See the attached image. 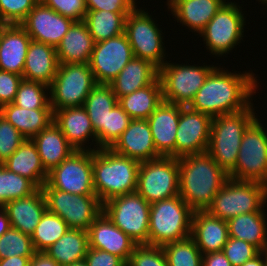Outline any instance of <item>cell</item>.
Returning a JSON list of instances; mask_svg holds the SVG:
<instances>
[{
  "instance_id": "1",
  "label": "cell",
  "mask_w": 267,
  "mask_h": 266,
  "mask_svg": "<svg viewBox=\"0 0 267 266\" xmlns=\"http://www.w3.org/2000/svg\"><path fill=\"white\" fill-rule=\"evenodd\" d=\"M216 66L188 105L211 118L247 109L253 101L259 82L253 71L229 72ZM237 72V73H236Z\"/></svg>"
},
{
  "instance_id": "2",
  "label": "cell",
  "mask_w": 267,
  "mask_h": 266,
  "mask_svg": "<svg viewBox=\"0 0 267 266\" xmlns=\"http://www.w3.org/2000/svg\"><path fill=\"white\" fill-rule=\"evenodd\" d=\"M178 163L180 197L193 211H206L228 174L207 151L181 157Z\"/></svg>"
},
{
  "instance_id": "3",
  "label": "cell",
  "mask_w": 267,
  "mask_h": 266,
  "mask_svg": "<svg viewBox=\"0 0 267 266\" xmlns=\"http://www.w3.org/2000/svg\"><path fill=\"white\" fill-rule=\"evenodd\" d=\"M140 162L110 148L92 151L93 184L103 204L109 199L136 192Z\"/></svg>"
},
{
  "instance_id": "4",
  "label": "cell",
  "mask_w": 267,
  "mask_h": 266,
  "mask_svg": "<svg viewBox=\"0 0 267 266\" xmlns=\"http://www.w3.org/2000/svg\"><path fill=\"white\" fill-rule=\"evenodd\" d=\"M253 105L240 112L212 118L207 152L227 174L236 164L245 130L258 116Z\"/></svg>"
},
{
  "instance_id": "5",
  "label": "cell",
  "mask_w": 267,
  "mask_h": 266,
  "mask_svg": "<svg viewBox=\"0 0 267 266\" xmlns=\"http://www.w3.org/2000/svg\"><path fill=\"white\" fill-rule=\"evenodd\" d=\"M193 213L180 195L150 204L148 245L163 246L190 237Z\"/></svg>"
},
{
  "instance_id": "6",
  "label": "cell",
  "mask_w": 267,
  "mask_h": 266,
  "mask_svg": "<svg viewBox=\"0 0 267 266\" xmlns=\"http://www.w3.org/2000/svg\"><path fill=\"white\" fill-rule=\"evenodd\" d=\"M266 203V184L229 178L206 211L214 217L228 221L243 213L265 212Z\"/></svg>"
},
{
  "instance_id": "7",
  "label": "cell",
  "mask_w": 267,
  "mask_h": 266,
  "mask_svg": "<svg viewBox=\"0 0 267 266\" xmlns=\"http://www.w3.org/2000/svg\"><path fill=\"white\" fill-rule=\"evenodd\" d=\"M242 7L235 1L224 3L199 34L206 49L216 57H227L243 41L246 25ZM245 17V18H244Z\"/></svg>"
},
{
  "instance_id": "8",
  "label": "cell",
  "mask_w": 267,
  "mask_h": 266,
  "mask_svg": "<svg viewBox=\"0 0 267 266\" xmlns=\"http://www.w3.org/2000/svg\"><path fill=\"white\" fill-rule=\"evenodd\" d=\"M261 122L257 116L245 130L230 179L267 185V127Z\"/></svg>"
},
{
  "instance_id": "9",
  "label": "cell",
  "mask_w": 267,
  "mask_h": 266,
  "mask_svg": "<svg viewBox=\"0 0 267 266\" xmlns=\"http://www.w3.org/2000/svg\"><path fill=\"white\" fill-rule=\"evenodd\" d=\"M152 16L144 8L136 7L126 17L125 34L134 57L148 60L159 69L167 61L168 53L163 42V30Z\"/></svg>"
},
{
  "instance_id": "10",
  "label": "cell",
  "mask_w": 267,
  "mask_h": 266,
  "mask_svg": "<svg viewBox=\"0 0 267 266\" xmlns=\"http://www.w3.org/2000/svg\"><path fill=\"white\" fill-rule=\"evenodd\" d=\"M158 69V78L162 87L163 101L188 106L200 87L204 84L210 72L216 67L211 64L170 63ZM188 63V65H187Z\"/></svg>"
},
{
  "instance_id": "11",
  "label": "cell",
  "mask_w": 267,
  "mask_h": 266,
  "mask_svg": "<svg viewBox=\"0 0 267 266\" xmlns=\"http://www.w3.org/2000/svg\"><path fill=\"white\" fill-rule=\"evenodd\" d=\"M96 84L89 63L60 64L49 85L53 112L66 107L83 106Z\"/></svg>"
},
{
  "instance_id": "12",
  "label": "cell",
  "mask_w": 267,
  "mask_h": 266,
  "mask_svg": "<svg viewBox=\"0 0 267 266\" xmlns=\"http://www.w3.org/2000/svg\"><path fill=\"white\" fill-rule=\"evenodd\" d=\"M102 212L138 245H148L150 203L137 192L113 197Z\"/></svg>"
},
{
  "instance_id": "13",
  "label": "cell",
  "mask_w": 267,
  "mask_h": 266,
  "mask_svg": "<svg viewBox=\"0 0 267 266\" xmlns=\"http://www.w3.org/2000/svg\"><path fill=\"white\" fill-rule=\"evenodd\" d=\"M136 192L150 204L179 195L178 158L140 162Z\"/></svg>"
},
{
  "instance_id": "14",
  "label": "cell",
  "mask_w": 267,
  "mask_h": 266,
  "mask_svg": "<svg viewBox=\"0 0 267 266\" xmlns=\"http://www.w3.org/2000/svg\"><path fill=\"white\" fill-rule=\"evenodd\" d=\"M47 210L59 215L69 228L88 231L89 226L102 213V203L96 195H75L51 188H41Z\"/></svg>"
},
{
  "instance_id": "15",
  "label": "cell",
  "mask_w": 267,
  "mask_h": 266,
  "mask_svg": "<svg viewBox=\"0 0 267 266\" xmlns=\"http://www.w3.org/2000/svg\"><path fill=\"white\" fill-rule=\"evenodd\" d=\"M46 183L53 189L75 195H96L93 184L92 151L72 152L48 172Z\"/></svg>"
},
{
  "instance_id": "16",
  "label": "cell",
  "mask_w": 267,
  "mask_h": 266,
  "mask_svg": "<svg viewBox=\"0 0 267 266\" xmlns=\"http://www.w3.org/2000/svg\"><path fill=\"white\" fill-rule=\"evenodd\" d=\"M133 58V50L125 32L95 43L89 62L95 82L111 83Z\"/></svg>"
},
{
  "instance_id": "17",
  "label": "cell",
  "mask_w": 267,
  "mask_h": 266,
  "mask_svg": "<svg viewBox=\"0 0 267 266\" xmlns=\"http://www.w3.org/2000/svg\"><path fill=\"white\" fill-rule=\"evenodd\" d=\"M212 118L180 105L176 133V158L206 152L210 141Z\"/></svg>"
},
{
  "instance_id": "18",
  "label": "cell",
  "mask_w": 267,
  "mask_h": 266,
  "mask_svg": "<svg viewBox=\"0 0 267 266\" xmlns=\"http://www.w3.org/2000/svg\"><path fill=\"white\" fill-rule=\"evenodd\" d=\"M74 22L41 3L34 6L20 25L33 41L56 48Z\"/></svg>"
},
{
  "instance_id": "19",
  "label": "cell",
  "mask_w": 267,
  "mask_h": 266,
  "mask_svg": "<svg viewBox=\"0 0 267 266\" xmlns=\"http://www.w3.org/2000/svg\"><path fill=\"white\" fill-rule=\"evenodd\" d=\"M53 122L60 128L68 143L75 150H97L96 133L84 106L55 110ZM90 140L92 143L89 142ZM86 144H90V147Z\"/></svg>"
},
{
  "instance_id": "20",
  "label": "cell",
  "mask_w": 267,
  "mask_h": 266,
  "mask_svg": "<svg viewBox=\"0 0 267 266\" xmlns=\"http://www.w3.org/2000/svg\"><path fill=\"white\" fill-rule=\"evenodd\" d=\"M110 149L122 156L139 162L162 157L153 143L151 128L147 119H132Z\"/></svg>"
},
{
  "instance_id": "21",
  "label": "cell",
  "mask_w": 267,
  "mask_h": 266,
  "mask_svg": "<svg viewBox=\"0 0 267 266\" xmlns=\"http://www.w3.org/2000/svg\"><path fill=\"white\" fill-rule=\"evenodd\" d=\"M89 247L121 257L126 263L138 245L102 212L88 229Z\"/></svg>"
},
{
  "instance_id": "22",
  "label": "cell",
  "mask_w": 267,
  "mask_h": 266,
  "mask_svg": "<svg viewBox=\"0 0 267 266\" xmlns=\"http://www.w3.org/2000/svg\"><path fill=\"white\" fill-rule=\"evenodd\" d=\"M180 105L162 101L147 119L156 151L162 157L176 158V133Z\"/></svg>"
},
{
  "instance_id": "23",
  "label": "cell",
  "mask_w": 267,
  "mask_h": 266,
  "mask_svg": "<svg viewBox=\"0 0 267 266\" xmlns=\"http://www.w3.org/2000/svg\"><path fill=\"white\" fill-rule=\"evenodd\" d=\"M31 40L20 24L2 23L0 70L22 76Z\"/></svg>"
},
{
  "instance_id": "24",
  "label": "cell",
  "mask_w": 267,
  "mask_h": 266,
  "mask_svg": "<svg viewBox=\"0 0 267 266\" xmlns=\"http://www.w3.org/2000/svg\"><path fill=\"white\" fill-rule=\"evenodd\" d=\"M190 237L203 255L220 252L229 238L227 221L207 211H194Z\"/></svg>"
},
{
  "instance_id": "25",
  "label": "cell",
  "mask_w": 267,
  "mask_h": 266,
  "mask_svg": "<svg viewBox=\"0 0 267 266\" xmlns=\"http://www.w3.org/2000/svg\"><path fill=\"white\" fill-rule=\"evenodd\" d=\"M225 2L223 0H167V8L177 23L198 35Z\"/></svg>"
},
{
  "instance_id": "26",
  "label": "cell",
  "mask_w": 267,
  "mask_h": 266,
  "mask_svg": "<svg viewBox=\"0 0 267 266\" xmlns=\"http://www.w3.org/2000/svg\"><path fill=\"white\" fill-rule=\"evenodd\" d=\"M3 208L8 214L11 227L30 236L47 210L41 188L30 196L7 202Z\"/></svg>"
},
{
  "instance_id": "27",
  "label": "cell",
  "mask_w": 267,
  "mask_h": 266,
  "mask_svg": "<svg viewBox=\"0 0 267 266\" xmlns=\"http://www.w3.org/2000/svg\"><path fill=\"white\" fill-rule=\"evenodd\" d=\"M59 65L55 47L31 40L22 77L49 86L55 78Z\"/></svg>"
},
{
  "instance_id": "28",
  "label": "cell",
  "mask_w": 267,
  "mask_h": 266,
  "mask_svg": "<svg viewBox=\"0 0 267 266\" xmlns=\"http://www.w3.org/2000/svg\"><path fill=\"white\" fill-rule=\"evenodd\" d=\"M95 42L84 21H75L56 47L59 64L89 63Z\"/></svg>"
},
{
  "instance_id": "29",
  "label": "cell",
  "mask_w": 267,
  "mask_h": 266,
  "mask_svg": "<svg viewBox=\"0 0 267 266\" xmlns=\"http://www.w3.org/2000/svg\"><path fill=\"white\" fill-rule=\"evenodd\" d=\"M118 99L109 84H96L87 96L84 108L97 137V149L106 148V118Z\"/></svg>"
},
{
  "instance_id": "30",
  "label": "cell",
  "mask_w": 267,
  "mask_h": 266,
  "mask_svg": "<svg viewBox=\"0 0 267 266\" xmlns=\"http://www.w3.org/2000/svg\"><path fill=\"white\" fill-rule=\"evenodd\" d=\"M3 165L13 173L32 181L38 188H42L47 181L48 172L32 139H25Z\"/></svg>"
},
{
  "instance_id": "31",
  "label": "cell",
  "mask_w": 267,
  "mask_h": 266,
  "mask_svg": "<svg viewBox=\"0 0 267 266\" xmlns=\"http://www.w3.org/2000/svg\"><path fill=\"white\" fill-rule=\"evenodd\" d=\"M158 77V68L150 61L134 57L109 83L117 99L150 85Z\"/></svg>"
},
{
  "instance_id": "32",
  "label": "cell",
  "mask_w": 267,
  "mask_h": 266,
  "mask_svg": "<svg viewBox=\"0 0 267 266\" xmlns=\"http://www.w3.org/2000/svg\"><path fill=\"white\" fill-rule=\"evenodd\" d=\"M0 114L26 139H32L54 120L52 109H25L14 103L1 106Z\"/></svg>"
},
{
  "instance_id": "33",
  "label": "cell",
  "mask_w": 267,
  "mask_h": 266,
  "mask_svg": "<svg viewBox=\"0 0 267 266\" xmlns=\"http://www.w3.org/2000/svg\"><path fill=\"white\" fill-rule=\"evenodd\" d=\"M47 172L57 167L75 149L68 143L60 128L52 122L32 138Z\"/></svg>"
},
{
  "instance_id": "34",
  "label": "cell",
  "mask_w": 267,
  "mask_h": 266,
  "mask_svg": "<svg viewBox=\"0 0 267 266\" xmlns=\"http://www.w3.org/2000/svg\"><path fill=\"white\" fill-rule=\"evenodd\" d=\"M266 212L237 215L227 221L229 237L246 241L260 251H267Z\"/></svg>"
},
{
  "instance_id": "35",
  "label": "cell",
  "mask_w": 267,
  "mask_h": 266,
  "mask_svg": "<svg viewBox=\"0 0 267 266\" xmlns=\"http://www.w3.org/2000/svg\"><path fill=\"white\" fill-rule=\"evenodd\" d=\"M162 101V87L157 77L150 85L120 97L118 104L132 119H148Z\"/></svg>"
},
{
  "instance_id": "36",
  "label": "cell",
  "mask_w": 267,
  "mask_h": 266,
  "mask_svg": "<svg viewBox=\"0 0 267 266\" xmlns=\"http://www.w3.org/2000/svg\"><path fill=\"white\" fill-rule=\"evenodd\" d=\"M88 248V232L69 228L62 237L44 252L60 266H67L85 259Z\"/></svg>"
},
{
  "instance_id": "37",
  "label": "cell",
  "mask_w": 267,
  "mask_h": 266,
  "mask_svg": "<svg viewBox=\"0 0 267 266\" xmlns=\"http://www.w3.org/2000/svg\"><path fill=\"white\" fill-rule=\"evenodd\" d=\"M130 12L87 10L84 22L95 43L125 32L126 17Z\"/></svg>"
},
{
  "instance_id": "38",
  "label": "cell",
  "mask_w": 267,
  "mask_h": 266,
  "mask_svg": "<svg viewBox=\"0 0 267 266\" xmlns=\"http://www.w3.org/2000/svg\"><path fill=\"white\" fill-rule=\"evenodd\" d=\"M69 229L67 223L59 216L46 210L31 235L36 252H44L52 246Z\"/></svg>"
},
{
  "instance_id": "39",
  "label": "cell",
  "mask_w": 267,
  "mask_h": 266,
  "mask_svg": "<svg viewBox=\"0 0 267 266\" xmlns=\"http://www.w3.org/2000/svg\"><path fill=\"white\" fill-rule=\"evenodd\" d=\"M38 189L32 181L0 164V207L14 199L30 196Z\"/></svg>"
},
{
  "instance_id": "40",
  "label": "cell",
  "mask_w": 267,
  "mask_h": 266,
  "mask_svg": "<svg viewBox=\"0 0 267 266\" xmlns=\"http://www.w3.org/2000/svg\"><path fill=\"white\" fill-rule=\"evenodd\" d=\"M168 266H202L203 254L191 237L162 246Z\"/></svg>"
},
{
  "instance_id": "41",
  "label": "cell",
  "mask_w": 267,
  "mask_h": 266,
  "mask_svg": "<svg viewBox=\"0 0 267 266\" xmlns=\"http://www.w3.org/2000/svg\"><path fill=\"white\" fill-rule=\"evenodd\" d=\"M13 103L25 109H52L49 86L41 82L23 79L19 84Z\"/></svg>"
},
{
  "instance_id": "42",
  "label": "cell",
  "mask_w": 267,
  "mask_h": 266,
  "mask_svg": "<svg viewBox=\"0 0 267 266\" xmlns=\"http://www.w3.org/2000/svg\"><path fill=\"white\" fill-rule=\"evenodd\" d=\"M35 252L31 236L18 229L10 227L0 237V259L12 256H33Z\"/></svg>"
},
{
  "instance_id": "43",
  "label": "cell",
  "mask_w": 267,
  "mask_h": 266,
  "mask_svg": "<svg viewBox=\"0 0 267 266\" xmlns=\"http://www.w3.org/2000/svg\"><path fill=\"white\" fill-rule=\"evenodd\" d=\"M126 266H168L162 246L137 245Z\"/></svg>"
},
{
  "instance_id": "44",
  "label": "cell",
  "mask_w": 267,
  "mask_h": 266,
  "mask_svg": "<svg viewBox=\"0 0 267 266\" xmlns=\"http://www.w3.org/2000/svg\"><path fill=\"white\" fill-rule=\"evenodd\" d=\"M26 138L0 114V164H3Z\"/></svg>"
},
{
  "instance_id": "45",
  "label": "cell",
  "mask_w": 267,
  "mask_h": 266,
  "mask_svg": "<svg viewBox=\"0 0 267 266\" xmlns=\"http://www.w3.org/2000/svg\"><path fill=\"white\" fill-rule=\"evenodd\" d=\"M36 4L35 0H0V23L20 24Z\"/></svg>"
},
{
  "instance_id": "46",
  "label": "cell",
  "mask_w": 267,
  "mask_h": 266,
  "mask_svg": "<svg viewBox=\"0 0 267 266\" xmlns=\"http://www.w3.org/2000/svg\"><path fill=\"white\" fill-rule=\"evenodd\" d=\"M132 118L117 103L106 118V148H110L128 128Z\"/></svg>"
},
{
  "instance_id": "47",
  "label": "cell",
  "mask_w": 267,
  "mask_h": 266,
  "mask_svg": "<svg viewBox=\"0 0 267 266\" xmlns=\"http://www.w3.org/2000/svg\"><path fill=\"white\" fill-rule=\"evenodd\" d=\"M222 252L233 266H241L261 251L246 241L229 237Z\"/></svg>"
},
{
  "instance_id": "48",
  "label": "cell",
  "mask_w": 267,
  "mask_h": 266,
  "mask_svg": "<svg viewBox=\"0 0 267 266\" xmlns=\"http://www.w3.org/2000/svg\"><path fill=\"white\" fill-rule=\"evenodd\" d=\"M43 4L74 21H83L87 13L85 0H46Z\"/></svg>"
},
{
  "instance_id": "49",
  "label": "cell",
  "mask_w": 267,
  "mask_h": 266,
  "mask_svg": "<svg viewBox=\"0 0 267 266\" xmlns=\"http://www.w3.org/2000/svg\"><path fill=\"white\" fill-rule=\"evenodd\" d=\"M23 77L8 71L0 70V107L13 103Z\"/></svg>"
},
{
  "instance_id": "50",
  "label": "cell",
  "mask_w": 267,
  "mask_h": 266,
  "mask_svg": "<svg viewBox=\"0 0 267 266\" xmlns=\"http://www.w3.org/2000/svg\"><path fill=\"white\" fill-rule=\"evenodd\" d=\"M137 0H85L87 10H106L111 12H131Z\"/></svg>"
},
{
  "instance_id": "51",
  "label": "cell",
  "mask_w": 267,
  "mask_h": 266,
  "mask_svg": "<svg viewBox=\"0 0 267 266\" xmlns=\"http://www.w3.org/2000/svg\"><path fill=\"white\" fill-rule=\"evenodd\" d=\"M85 260L88 266H126V262L115 254L100 249L88 248Z\"/></svg>"
},
{
  "instance_id": "52",
  "label": "cell",
  "mask_w": 267,
  "mask_h": 266,
  "mask_svg": "<svg viewBox=\"0 0 267 266\" xmlns=\"http://www.w3.org/2000/svg\"><path fill=\"white\" fill-rule=\"evenodd\" d=\"M202 266H233L225 254L220 252H210L203 255Z\"/></svg>"
},
{
  "instance_id": "53",
  "label": "cell",
  "mask_w": 267,
  "mask_h": 266,
  "mask_svg": "<svg viewBox=\"0 0 267 266\" xmlns=\"http://www.w3.org/2000/svg\"><path fill=\"white\" fill-rule=\"evenodd\" d=\"M29 266H60L53 258L45 252H35L30 259Z\"/></svg>"
},
{
  "instance_id": "54",
  "label": "cell",
  "mask_w": 267,
  "mask_h": 266,
  "mask_svg": "<svg viewBox=\"0 0 267 266\" xmlns=\"http://www.w3.org/2000/svg\"><path fill=\"white\" fill-rule=\"evenodd\" d=\"M32 256H12L0 259V266H29Z\"/></svg>"
},
{
  "instance_id": "55",
  "label": "cell",
  "mask_w": 267,
  "mask_h": 266,
  "mask_svg": "<svg viewBox=\"0 0 267 266\" xmlns=\"http://www.w3.org/2000/svg\"><path fill=\"white\" fill-rule=\"evenodd\" d=\"M241 266H267V251H261L257 256L246 261Z\"/></svg>"
},
{
  "instance_id": "56",
  "label": "cell",
  "mask_w": 267,
  "mask_h": 266,
  "mask_svg": "<svg viewBox=\"0 0 267 266\" xmlns=\"http://www.w3.org/2000/svg\"><path fill=\"white\" fill-rule=\"evenodd\" d=\"M11 227L8 214L3 207H0V237Z\"/></svg>"
},
{
  "instance_id": "57",
  "label": "cell",
  "mask_w": 267,
  "mask_h": 266,
  "mask_svg": "<svg viewBox=\"0 0 267 266\" xmlns=\"http://www.w3.org/2000/svg\"><path fill=\"white\" fill-rule=\"evenodd\" d=\"M67 266H88V264H87L86 260L83 259V260L74 262V263L67 265Z\"/></svg>"
},
{
  "instance_id": "58",
  "label": "cell",
  "mask_w": 267,
  "mask_h": 266,
  "mask_svg": "<svg viewBox=\"0 0 267 266\" xmlns=\"http://www.w3.org/2000/svg\"><path fill=\"white\" fill-rule=\"evenodd\" d=\"M258 2H261V4L266 5L267 7V0H257Z\"/></svg>"
},
{
  "instance_id": "59",
  "label": "cell",
  "mask_w": 267,
  "mask_h": 266,
  "mask_svg": "<svg viewBox=\"0 0 267 266\" xmlns=\"http://www.w3.org/2000/svg\"><path fill=\"white\" fill-rule=\"evenodd\" d=\"M37 4L44 3L46 0H35Z\"/></svg>"
},
{
  "instance_id": "60",
  "label": "cell",
  "mask_w": 267,
  "mask_h": 266,
  "mask_svg": "<svg viewBox=\"0 0 267 266\" xmlns=\"http://www.w3.org/2000/svg\"><path fill=\"white\" fill-rule=\"evenodd\" d=\"M1 36H2V23H0V41H1Z\"/></svg>"
}]
</instances>
